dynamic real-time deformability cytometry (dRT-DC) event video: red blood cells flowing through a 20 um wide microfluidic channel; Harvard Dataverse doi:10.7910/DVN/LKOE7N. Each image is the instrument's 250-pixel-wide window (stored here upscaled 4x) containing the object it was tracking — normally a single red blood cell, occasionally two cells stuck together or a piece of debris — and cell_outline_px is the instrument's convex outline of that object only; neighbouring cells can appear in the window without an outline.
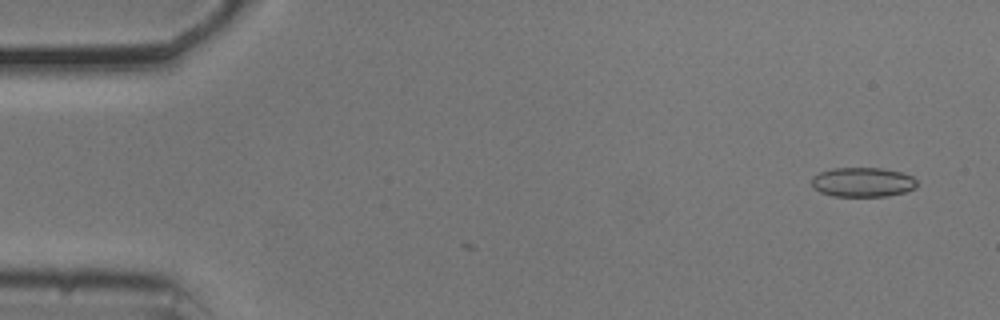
{"species": "common noctule bat (a hibernating species)", "species_latin": "Nyctalus noctula", "temperature_condition": "cold", "stored_images_in_passage": 3, "camera_frame_rate_fps": 3000, "um_per_image_px": 0.085, "animal": {"sex": "male", "body_mass_g": 20.5, "forearm_length_mm": 52.5}, "frame": {"image": 1, "passage_image": 3, "time_ms": 0.667, "image_size_px": [1000, 320], "cell_outline_px": [[916, 188], [904, 192], [888, 196], [832, 196], [820, 192], [812, 188], [812, 176], [820, 172], [832, 168], [884, 168], [900, 172], [912, 176], [916, 180]], "centroid_in_image_um": [73.31, 15.48], "position_along_channel_um": 11.7, "area_um2": 18.21}}